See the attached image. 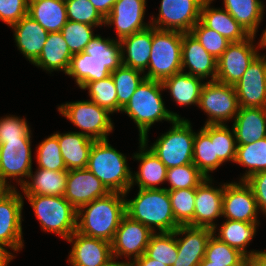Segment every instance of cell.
I'll return each mask as SVG.
<instances>
[{"instance_id":"1","label":"cell","mask_w":266,"mask_h":266,"mask_svg":"<svg viewBox=\"0 0 266 266\" xmlns=\"http://www.w3.org/2000/svg\"><path fill=\"white\" fill-rule=\"evenodd\" d=\"M121 65L119 40L96 35L83 52L72 56L66 75L75 79L81 89L86 83L107 78Z\"/></svg>"},{"instance_id":"2","label":"cell","mask_w":266,"mask_h":266,"mask_svg":"<svg viewBox=\"0 0 266 266\" xmlns=\"http://www.w3.org/2000/svg\"><path fill=\"white\" fill-rule=\"evenodd\" d=\"M125 198L123 193L110 192L80 207L76 231L111 243L121 219L126 215Z\"/></svg>"},{"instance_id":"3","label":"cell","mask_w":266,"mask_h":266,"mask_svg":"<svg viewBox=\"0 0 266 266\" xmlns=\"http://www.w3.org/2000/svg\"><path fill=\"white\" fill-rule=\"evenodd\" d=\"M161 81L144 79L131 96L127 105L121 110L126 113L137 125L139 139L148 145V132L150 127L162 120L172 121L181 117L168 110L163 102Z\"/></svg>"},{"instance_id":"4","label":"cell","mask_w":266,"mask_h":266,"mask_svg":"<svg viewBox=\"0 0 266 266\" xmlns=\"http://www.w3.org/2000/svg\"><path fill=\"white\" fill-rule=\"evenodd\" d=\"M125 211L129 218L142 223L154 233L157 229L159 233L174 232L180 226L173 215L170 197L165 187L139 188L134 199H125Z\"/></svg>"},{"instance_id":"5","label":"cell","mask_w":266,"mask_h":266,"mask_svg":"<svg viewBox=\"0 0 266 266\" xmlns=\"http://www.w3.org/2000/svg\"><path fill=\"white\" fill-rule=\"evenodd\" d=\"M127 157L117 151L109 140H95L90 151L87 169L90 170L110 192L125 196L130 192L132 173Z\"/></svg>"},{"instance_id":"6","label":"cell","mask_w":266,"mask_h":266,"mask_svg":"<svg viewBox=\"0 0 266 266\" xmlns=\"http://www.w3.org/2000/svg\"><path fill=\"white\" fill-rule=\"evenodd\" d=\"M183 32L153 27V41L146 79L163 81L182 71Z\"/></svg>"},{"instance_id":"7","label":"cell","mask_w":266,"mask_h":266,"mask_svg":"<svg viewBox=\"0 0 266 266\" xmlns=\"http://www.w3.org/2000/svg\"><path fill=\"white\" fill-rule=\"evenodd\" d=\"M41 228L67 240L77 228V210L64 196L25 195Z\"/></svg>"},{"instance_id":"8","label":"cell","mask_w":266,"mask_h":266,"mask_svg":"<svg viewBox=\"0 0 266 266\" xmlns=\"http://www.w3.org/2000/svg\"><path fill=\"white\" fill-rule=\"evenodd\" d=\"M195 133L188 119H174L172 128L162 134L149 149L167 168L193 163Z\"/></svg>"},{"instance_id":"9","label":"cell","mask_w":266,"mask_h":266,"mask_svg":"<svg viewBox=\"0 0 266 266\" xmlns=\"http://www.w3.org/2000/svg\"><path fill=\"white\" fill-rule=\"evenodd\" d=\"M59 113L84 134L94 140L108 139L110 132L114 130L110 113L91 100L67 102L58 107Z\"/></svg>"},{"instance_id":"10","label":"cell","mask_w":266,"mask_h":266,"mask_svg":"<svg viewBox=\"0 0 266 266\" xmlns=\"http://www.w3.org/2000/svg\"><path fill=\"white\" fill-rule=\"evenodd\" d=\"M198 107L208 116L204 125H223L235 119L240 108L234 86L217 81L204 83Z\"/></svg>"},{"instance_id":"11","label":"cell","mask_w":266,"mask_h":266,"mask_svg":"<svg viewBox=\"0 0 266 266\" xmlns=\"http://www.w3.org/2000/svg\"><path fill=\"white\" fill-rule=\"evenodd\" d=\"M255 36L251 35L244 41L231 42L225 52L217 59L216 81L235 85L243 76L249 65L259 55L262 48L260 41L254 45ZM259 47V48H258Z\"/></svg>"},{"instance_id":"12","label":"cell","mask_w":266,"mask_h":266,"mask_svg":"<svg viewBox=\"0 0 266 266\" xmlns=\"http://www.w3.org/2000/svg\"><path fill=\"white\" fill-rule=\"evenodd\" d=\"M205 0H161L157 18L149 22L160 30L190 32L200 20L201 7Z\"/></svg>"},{"instance_id":"13","label":"cell","mask_w":266,"mask_h":266,"mask_svg":"<svg viewBox=\"0 0 266 266\" xmlns=\"http://www.w3.org/2000/svg\"><path fill=\"white\" fill-rule=\"evenodd\" d=\"M153 234L150 228L125 215L111 242L112 256L116 259L124 256L128 263H133L146 252Z\"/></svg>"},{"instance_id":"14","label":"cell","mask_w":266,"mask_h":266,"mask_svg":"<svg viewBox=\"0 0 266 266\" xmlns=\"http://www.w3.org/2000/svg\"><path fill=\"white\" fill-rule=\"evenodd\" d=\"M23 196L11 188L0 199V245L18 252L23 248L22 210Z\"/></svg>"},{"instance_id":"15","label":"cell","mask_w":266,"mask_h":266,"mask_svg":"<svg viewBox=\"0 0 266 266\" xmlns=\"http://www.w3.org/2000/svg\"><path fill=\"white\" fill-rule=\"evenodd\" d=\"M32 139H13L2 143L0 152V179L10 188L7 178H13L20 187L32 171ZM19 177V178H18Z\"/></svg>"},{"instance_id":"16","label":"cell","mask_w":266,"mask_h":266,"mask_svg":"<svg viewBox=\"0 0 266 266\" xmlns=\"http://www.w3.org/2000/svg\"><path fill=\"white\" fill-rule=\"evenodd\" d=\"M258 210L253 190L245 181L224 183L222 207L224 218L259 223Z\"/></svg>"},{"instance_id":"17","label":"cell","mask_w":266,"mask_h":266,"mask_svg":"<svg viewBox=\"0 0 266 266\" xmlns=\"http://www.w3.org/2000/svg\"><path fill=\"white\" fill-rule=\"evenodd\" d=\"M240 107L266 108V56L260 54L234 85Z\"/></svg>"},{"instance_id":"18","label":"cell","mask_w":266,"mask_h":266,"mask_svg":"<svg viewBox=\"0 0 266 266\" xmlns=\"http://www.w3.org/2000/svg\"><path fill=\"white\" fill-rule=\"evenodd\" d=\"M66 241L72 243L68 262L71 266H102L113 258L111 243L75 231Z\"/></svg>"},{"instance_id":"19","label":"cell","mask_w":266,"mask_h":266,"mask_svg":"<svg viewBox=\"0 0 266 266\" xmlns=\"http://www.w3.org/2000/svg\"><path fill=\"white\" fill-rule=\"evenodd\" d=\"M108 193L110 191L87 168L68 171L64 197L76 210Z\"/></svg>"},{"instance_id":"20","label":"cell","mask_w":266,"mask_h":266,"mask_svg":"<svg viewBox=\"0 0 266 266\" xmlns=\"http://www.w3.org/2000/svg\"><path fill=\"white\" fill-rule=\"evenodd\" d=\"M146 0H117L112 11L105 18V25L115 26L118 38L143 31L151 26L143 21Z\"/></svg>"},{"instance_id":"21","label":"cell","mask_w":266,"mask_h":266,"mask_svg":"<svg viewBox=\"0 0 266 266\" xmlns=\"http://www.w3.org/2000/svg\"><path fill=\"white\" fill-rule=\"evenodd\" d=\"M213 234L211 228L180 225L176 230L178 258L173 266H199ZM179 235L185 236L180 238Z\"/></svg>"},{"instance_id":"22","label":"cell","mask_w":266,"mask_h":266,"mask_svg":"<svg viewBox=\"0 0 266 266\" xmlns=\"http://www.w3.org/2000/svg\"><path fill=\"white\" fill-rule=\"evenodd\" d=\"M212 178L204 179L196 188L194 227H207L216 233L215 219L222 217L224 184L212 186Z\"/></svg>"},{"instance_id":"23","label":"cell","mask_w":266,"mask_h":266,"mask_svg":"<svg viewBox=\"0 0 266 266\" xmlns=\"http://www.w3.org/2000/svg\"><path fill=\"white\" fill-rule=\"evenodd\" d=\"M188 68V73L192 76L208 78L216 81L217 60L209 54L198 40L190 33H183L182 38V71Z\"/></svg>"},{"instance_id":"24","label":"cell","mask_w":266,"mask_h":266,"mask_svg":"<svg viewBox=\"0 0 266 266\" xmlns=\"http://www.w3.org/2000/svg\"><path fill=\"white\" fill-rule=\"evenodd\" d=\"M18 50L33 64L47 41L49 32L28 14L10 26Z\"/></svg>"},{"instance_id":"25","label":"cell","mask_w":266,"mask_h":266,"mask_svg":"<svg viewBox=\"0 0 266 266\" xmlns=\"http://www.w3.org/2000/svg\"><path fill=\"white\" fill-rule=\"evenodd\" d=\"M152 41V26L120 39L122 65L145 73L151 56Z\"/></svg>"},{"instance_id":"26","label":"cell","mask_w":266,"mask_h":266,"mask_svg":"<svg viewBox=\"0 0 266 266\" xmlns=\"http://www.w3.org/2000/svg\"><path fill=\"white\" fill-rule=\"evenodd\" d=\"M139 153H134L133 159L140 162L139 171L132 173L131 188L135 184L140 189H160L157 185L166 182L167 167L139 139Z\"/></svg>"},{"instance_id":"27","label":"cell","mask_w":266,"mask_h":266,"mask_svg":"<svg viewBox=\"0 0 266 266\" xmlns=\"http://www.w3.org/2000/svg\"><path fill=\"white\" fill-rule=\"evenodd\" d=\"M233 122L237 145H247L266 137V108L240 107Z\"/></svg>"},{"instance_id":"28","label":"cell","mask_w":266,"mask_h":266,"mask_svg":"<svg viewBox=\"0 0 266 266\" xmlns=\"http://www.w3.org/2000/svg\"><path fill=\"white\" fill-rule=\"evenodd\" d=\"M213 0H205L201 7L200 21L230 42H241L251 35L224 9L210 7Z\"/></svg>"},{"instance_id":"29","label":"cell","mask_w":266,"mask_h":266,"mask_svg":"<svg viewBox=\"0 0 266 266\" xmlns=\"http://www.w3.org/2000/svg\"><path fill=\"white\" fill-rule=\"evenodd\" d=\"M54 135L58 138L59 147L67 170L84 169L87 167L89 155L94 139L78 132L59 133Z\"/></svg>"},{"instance_id":"30","label":"cell","mask_w":266,"mask_h":266,"mask_svg":"<svg viewBox=\"0 0 266 266\" xmlns=\"http://www.w3.org/2000/svg\"><path fill=\"white\" fill-rule=\"evenodd\" d=\"M72 54L61 32L49 33L38 59L33 65L48 72L63 71L67 74Z\"/></svg>"},{"instance_id":"31","label":"cell","mask_w":266,"mask_h":266,"mask_svg":"<svg viewBox=\"0 0 266 266\" xmlns=\"http://www.w3.org/2000/svg\"><path fill=\"white\" fill-rule=\"evenodd\" d=\"M68 171H50L37 168L30 172L21 189L24 195L64 196ZM32 180V181H31ZM31 181V182H30Z\"/></svg>"},{"instance_id":"32","label":"cell","mask_w":266,"mask_h":266,"mask_svg":"<svg viewBox=\"0 0 266 266\" xmlns=\"http://www.w3.org/2000/svg\"><path fill=\"white\" fill-rule=\"evenodd\" d=\"M28 15L49 33L60 32L68 21L63 0H29Z\"/></svg>"},{"instance_id":"33","label":"cell","mask_w":266,"mask_h":266,"mask_svg":"<svg viewBox=\"0 0 266 266\" xmlns=\"http://www.w3.org/2000/svg\"><path fill=\"white\" fill-rule=\"evenodd\" d=\"M202 78L192 76L183 71L162 81L164 90H169L172 99L180 106L199 105Z\"/></svg>"},{"instance_id":"34","label":"cell","mask_w":266,"mask_h":266,"mask_svg":"<svg viewBox=\"0 0 266 266\" xmlns=\"http://www.w3.org/2000/svg\"><path fill=\"white\" fill-rule=\"evenodd\" d=\"M224 9L250 34L256 35L263 19L264 5L260 0H223Z\"/></svg>"},{"instance_id":"35","label":"cell","mask_w":266,"mask_h":266,"mask_svg":"<svg viewBox=\"0 0 266 266\" xmlns=\"http://www.w3.org/2000/svg\"><path fill=\"white\" fill-rule=\"evenodd\" d=\"M259 223H248L226 219L219 227L218 236L215 235L221 242L226 243L230 247L239 250L247 258L253 255L256 251L246 250L247 245L256 235V228Z\"/></svg>"},{"instance_id":"36","label":"cell","mask_w":266,"mask_h":266,"mask_svg":"<svg viewBox=\"0 0 266 266\" xmlns=\"http://www.w3.org/2000/svg\"><path fill=\"white\" fill-rule=\"evenodd\" d=\"M193 164L209 178L222 163L215 158V140L210 138V125H204L198 133H195Z\"/></svg>"},{"instance_id":"37","label":"cell","mask_w":266,"mask_h":266,"mask_svg":"<svg viewBox=\"0 0 266 266\" xmlns=\"http://www.w3.org/2000/svg\"><path fill=\"white\" fill-rule=\"evenodd\" d=\"M234 163L247 168L241 181L254 173L266 171V137L247 145H237Z\"/></svg>"},{"instance_id":"38","label":"cell","mask_w":266,"mask_h":266,"mask_svg":"<svg viewBox=\"0 0 266 266\" xmlns=\"http://www.w3.org/2000/svg\"><path fill=\"white\" fill-rule=\"evenodd\" d=\"M142 74L143 76H141ZM111 77L117 90V112H121L145 76L139 70L121 65L111 72Z\"/></svg>"},{"instance_id":"39","label":"cell","mask_w":266,"mask_h":266,"mask_svg":"<svg viewBox=\"0 0 266 266\" xmlns=\"http://www.w3.org/2000/svg\"><path fill=\"white\" fill-rule=\"evenodd\" d=\"M145 254L167 266H173L178 258L176 230L174 232H155L148 243Z\"/></svg>"},{"instance_id":"40","label":"cell","mask_w":266,"mask_h":266,"mask_svg":"<svg viewBox=\"0 0 266 266\" xmlns=\"http://www.w3.org/2000/svg\"><path fill=\"white\" fill-rule=\"evenodd\" d=\"M204 258L210 264H226V266H247V257L239 250L221 242L213 234L207 244Z\"/></svg>"},{"instance_id":"41","label":"cell","mask_w":266,"mask_h":266,"mask_svg":"<svg viewBox=\"0 0 266 266\" xmlns=\"http://www.w3.org/2000/svg\"><path fill=\"white\" fill-rule=\"evenodd\" d=\"M175 220L194 227L196 188L168 191Z\"/></svg>"},{"instance_id":"42","label":"cell","mask_w":266,"mask_h":266,"mask_svg":"<svg viewBox=\"0 0 266 266\" xmlns=\"http://www.w3.org/2000/svg\"><path fill=\"white\" fill-rule=\"evenodd\" d=\"M210 138L215 140V158L223 164L226 161H235L237 143L233 127L226 124L210 125Z\"/></svg>"},{"instance_id":"43","label":"cell","mask_w":266,"mask_h":266,"mask_svg":"<svg viewBox=\"0 0 266 266\" xmlns=\"http://www.w3.org/2000/svg\"><path fill=\"white\" fill-rule=\"evenodd\" d=\"M81 89L89 90L90 100L100 107L112 114L117 112V90L111 75L102 80L86 83Z\"/></svg>"},{"instance_id":"44","label":"cell","mask_w":266,"mask_h":266,"mask_svg":"<svg viewBox=\"0 0 266 266\" xmlns=\"http://www.w3.org/2000/svg\"><path fill=\"white\" fill-rule=\"evenodd\" d=\"M204 179H206L205 175L193 163L168 168L166 181L169 182L170 187L165 189L171 191L197 188Z\"/></svg>"},{"instance_id":"45","label":"cell","mask_w":266,"mask_h":266,"mask_svg":"<svg viewBox=\"0 0 266 266\" xmlns=\"http://www.w3.org/2000/svg\"><path fill=\"white\" fill-rule=\"evenodd\" d=\"M37 147L38 168L50 171H68L61 154L58 138L54 134L45 138Z\"/></svg>"},{"instance_id":"46","label":"cell","mask_w":266,"mask_h":266,"mask_svg":"<svg viewBox=\"0 0 266 266\" xmlns=\"http://www.w3.org/2000/svg\"><path fill=\"white\" fill-rule=\"evenodd\" d=\"M92 25L68 20L60 31L72 55L84 51L86 45L96 36Z\"/></svg>"},{"instance_id":"47","label":"cell","mask_w":266,"mask_h":266,"mask_svg":"<svg viewBox=\"0 0 266 266\" xmlns=\"http://www.w3.org/2000/svg\"><path fill=\"white\" fill-rule=\"evenodd\" d=\"M190 33L216 60L225 52L227 46L231 43L215 30L206 27L200 20L193 26Z\"/></svg>"},{"instance_id":"48","label":"cell","mask_w":266,"mask_h":266,"mask_svg":"<svg viewBox=\"0 0 266 266\" xmlns=\"http://www.w3.org/2000/svg\"><path fill=\"white\" fill-rule=\"evenodd\" d=\"M65 3L68 20L95 27L105 25V19L89 0H66Z\"/></svg>"},{"instance_id":"49","label":"cell","mask_w":266,"mask_h":266,"mask_svg":"<svg viewBox=\"0 0 266 266\" xmlns=\"http://www.w3.org/2000/svg\"><path fill=\"white\" fill-rule=\"evenodd\" d=\"M31 129L25 118L9 115L0 119V140L31 139Z\"/></svg>"},{"instance_id":"50","label":"cell","mask_w":266,"mask_h":266,"mask_svg":"<svg viewBox=\"0 0 266 266\" xmlns=\"http://www.w3.org/2000/svg\"><path fill=\"white\" fill-rule=\"evenodd\" d=\"M29 0H0V20L11 26L28 14Z\"/></svg>"},{"instance_id":"51","label":"cell","mask_w":266,"mask_h":266,"mask_svg":"<svg viewBox=\"0 0 266 266\" xmlns=\"http://www.w3.org/2000/svg\"><path fill=\"white\" fill-rule=\"evenodd\" d=\"M245 182L253 190L259 211L266 215V171L254 173Z\"/></svg>"},{"instance_id":"52","label":"cell","mask_w":266,"mask_h":266,"mask_svg":"<svg viewBox=\"0 0 266 266\" xmlns=\"http://www.w3.org/2000/svg\"><path fill=\"white\" fill-rule=\"evenodd\" d=\"M99 14L105 19L112 11L113 5L117 0H89Z\"/></svg>"},{"instance_id":"53","label":"cell","mask_w":266,"mask_h":266,"mask_svg":"<svg viewBox=\"0 0 266 266\" xmlns=\"http://www.w3.org/2000/svg\"><path fill=\"white\" fill-rule=\"evenodd\" d=\"M247 266H266V250L257 251L247 258Z\"/></svg>"},{"instance_id":"54","label":"cell","mask_w":266,"mask_h":266,"mask_svg":"<svg viewBox=\"0 0 266 266\" xmlns=\"http://www.w3.org/2000/svg\"><path fill=\"white\" fill-rule=\"evenodd\" d=\"M133 265L135 266H167V265H164L163 263H160L159 261L149 258L145 253L140 258H137L133 262Z\"/></svg>"},{"instance_id":"55","label":"cell","mask_w":266,"mask_h":266,"mask_svg":"<svg viewBox=\"0 0 266 266\" xmlns=\"http://www.w3.org/2000/svg\"><path fill=\"white\" fill-rule=\"evenodd\" d=\"M15 256L0 245V266H8Z\"/></svg>"},{"instance_id":"56","label":"cell","mask_w":266,"mask_h":266,"mask_svg":"<svg viewBox=\"0 0 266 266\" xmlns=\"http://www.w3.org/2000/svg\"><path fill=\"white\" fill-rule=\"evenodd\" d=\"M117 259H115L114 257L109 260L106 264L102 265V266H125L128 262L125 260V262L123 261H115Z\"/></svg>"},{"instance_id":"57","label":"cell","mask_w":266,"mask_h":266,"mask_svg":"<svg viewBox=\"0 0 266 266\" xmlns=\"http://www.w3.org/2000/svg\"><path fill=\"white\" fill-rule=\"evenodd\" d=\"M11 188L6 185L1 179H0V199L10 190Z\"/></svg>"},{"instance_id":"58","label":"cell","mask_w":266,"mask_h":266,"mask_svg":"<svg viewBox=\"0 0 266 266\" xmlns=\"http://www.w3.org/2000/svg\"><path fill=\"white\" fill-rule=\"evenodd\" d=\"M199 266H226V264H210L205 258L201 261Z\"/></svg>"},{"instance_id":"59","label":"cell","mask_w":266,"mask_h":266,"mask_svg":"<svg viewBox=\"0 0 266 266\" xmlns=\"http://www.w3.org/2000/svg\"><path fill=\"white\" fill-rule=\"evenodd\" d=\"M260 45L262 48H266V29L263 31V34L261 36Z\"/></svg>"},{"instance_id":"60","label":"cell","mask_w":266,"mask_h":266,"mask_svg":"<svg viewBox=\"0 0 266 266\" xmlns=\"http://www.w3.org/2000/svg\"><path fill=\"white\" fill-rule=\"evenodd\" d=\"M125 266H135L133 263H127Z\"/></svg>"},{"instance_id":"61","label":"cell","mask_w":266,"mask_h":266,"mask_svg":"<svg viewBox=\"0 0 266 266\" xmlns=\"http://www.w3.org/2000/svg\"><path fill=\"white\" fill-rule=\"evenodd\" d=\"M1 147H2V142H1V140H0V152H1Z\"/></svg>"}]
</instances>
